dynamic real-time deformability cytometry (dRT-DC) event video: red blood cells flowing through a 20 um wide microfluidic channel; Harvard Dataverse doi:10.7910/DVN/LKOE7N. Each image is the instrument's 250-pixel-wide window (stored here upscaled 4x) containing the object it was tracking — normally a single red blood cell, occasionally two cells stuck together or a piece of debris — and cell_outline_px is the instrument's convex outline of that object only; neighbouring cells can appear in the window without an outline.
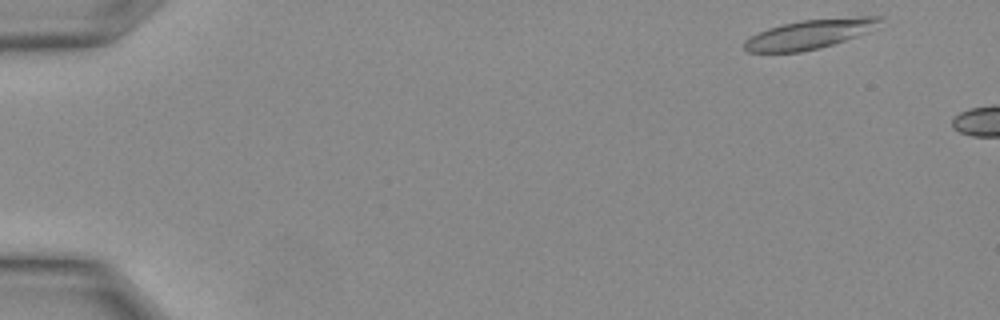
{"species": "Egyptian fruit bat (a non-hibernating species)", "species_latin": "Rousettus aegyptiacus", "temperature_condition": "warm", "stored_images_in_passage": 6, "camera_frame_rate_fps": 3000, "um_per_image_px": 0.085, "animal": {"sex": "female"}, "frame": {"image": 1, "passage_image": 1, "time_ms": 0.0, "image_size_px": [1000, 320], "cell_outline_px": [[880, 20], [864, 32], [856, 36], [820, 48], [800, 52], [748, 52], [744, 48], [744, 40], [768, 28], [800, 20], [860, 16], [880, 16]], "centroid_in_image_um": [68.73, 2.91], "position_along_channel_um": 16.3, "area_um2": 22.54}}